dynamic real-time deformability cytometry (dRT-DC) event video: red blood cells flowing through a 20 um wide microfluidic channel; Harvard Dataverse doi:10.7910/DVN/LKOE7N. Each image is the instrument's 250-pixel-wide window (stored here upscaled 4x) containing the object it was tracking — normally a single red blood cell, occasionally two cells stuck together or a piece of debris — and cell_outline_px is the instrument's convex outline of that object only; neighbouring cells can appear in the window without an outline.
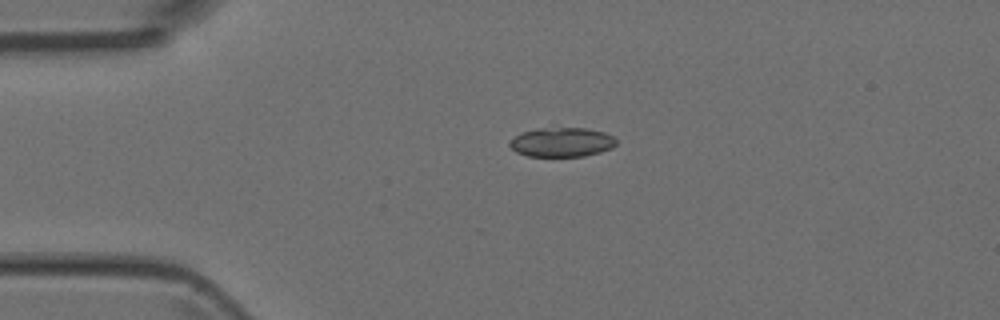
{"species": "Egyptian fruit bat (a non-hibernating species)", "species_latin": "Rousettus aegyptiacus", "temperature_condition": "room temperature", "stored_images_in_passage": 3, "camera_frame_rate_fps": 3000, "um_per_image_px": 0.085, "animal": {"sex": "female"}, "frame": {"image": 1, "passage_image": 1, "time_ms": 0.0, "image_size_px": [1000, 320], "cell_outline_px": [[616, 144], [612, 148], [600, 152], [584, 156], [528, 156], [516, 152], [508, 144], [516, 136], [524, 132], [536, 128], [584, 128], [604, 132], [616, 136]], "centroid_in_image_um": [47.79, 12.08], "position_along_channel_um": 37.2, "area_um2": 18.15}}
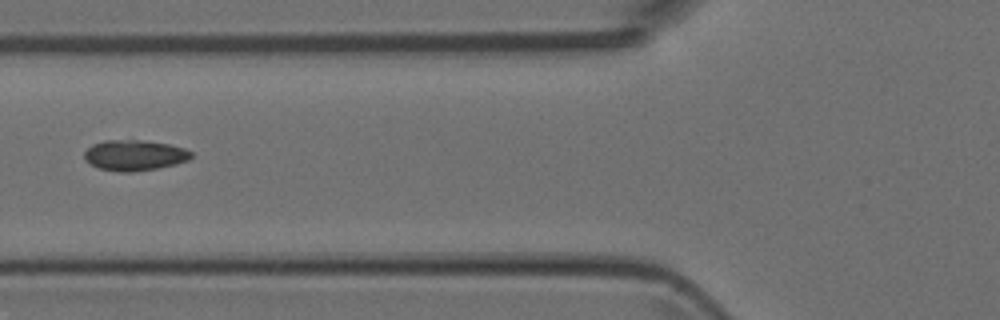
{"frame": {"image": 2, "passage_image": 3, "time_ms": 2.667, "image_size_px": [1000, 320], "cell_outline_px": [[192, 156], [188, 160], [176, 164], [156, 168], [132, 172], [120, 172], [100, 168], [84, 160], [84, 152], [92, 144], [104, 140], [144, 140], [168, 144], [184, 148], [192, 152]], "centroid_in_image_um": [11.42, 13.19], "position_along_channel_um": 114.4, "area_um2": 19.02}}